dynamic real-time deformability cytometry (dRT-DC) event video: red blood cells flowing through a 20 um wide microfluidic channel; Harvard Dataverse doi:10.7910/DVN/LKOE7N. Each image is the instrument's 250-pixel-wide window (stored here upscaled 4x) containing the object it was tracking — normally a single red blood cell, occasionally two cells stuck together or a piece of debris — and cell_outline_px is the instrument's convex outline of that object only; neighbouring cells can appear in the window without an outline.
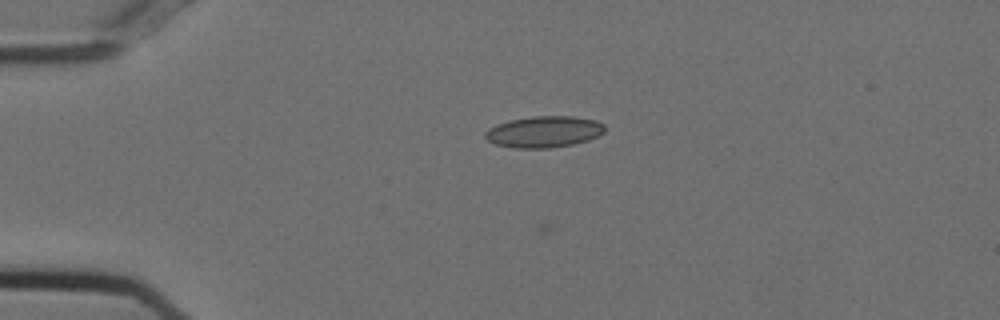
{"species": "Egyptian fruit bat (a non-hibernating species)", "species_latin": "Rousettus aegyptiacus", "temperature_condition": "cold", "stored_images_in_passage": 55, "camera_frame_rate_fps": 3000, "um_per_image_px": 0.085, "animal": {"sex": "female"}, "frame": {"image": 1, "passage_image": 13, "time_ms": 4.0, "image_size_px": [1000, 320], "cell_outline_px": [[604, 132], [588, 140], [572, 144], [548, 148], [516, 148], [496, 144], [488, 140], [484, 136], [484, 132], [488, 128], [496, 124], [508, 120], [532, 116], [572, 116], [596, 120], [604, 124]], "centroid_in_image_um": [46.21, 11.19], "position_along_channel_um": 38.8, "area_um2": 21.85}}
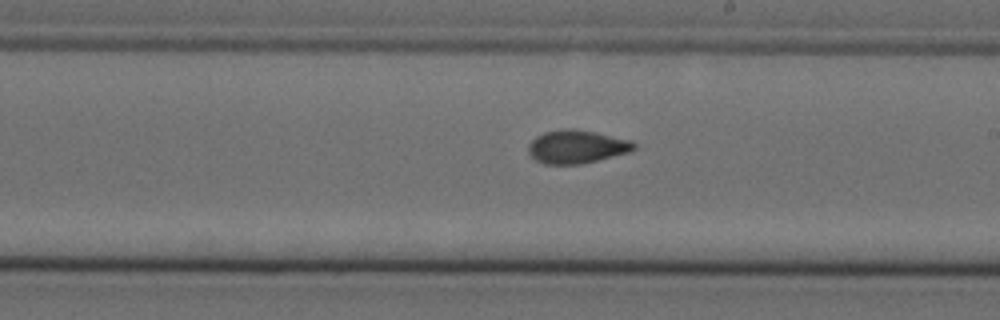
{"frame": {"image": 2, "passage_image": 32, "time_ms": 10.333, "image_size_px": [1000, 320], "cell_outline_px": [[636, 148], [628, 152], [580, 164], [544, 164], [536, 160], [528, 152], [528, 144], [536, 136], [544, 132], [564, 128], [572, 128], [596, 132], [632, 140], [636, 144]], "centroid_in_image_um": [49.01, 12.45], "position_along_channel_um": 240.0, "area_um2": 20.46}}
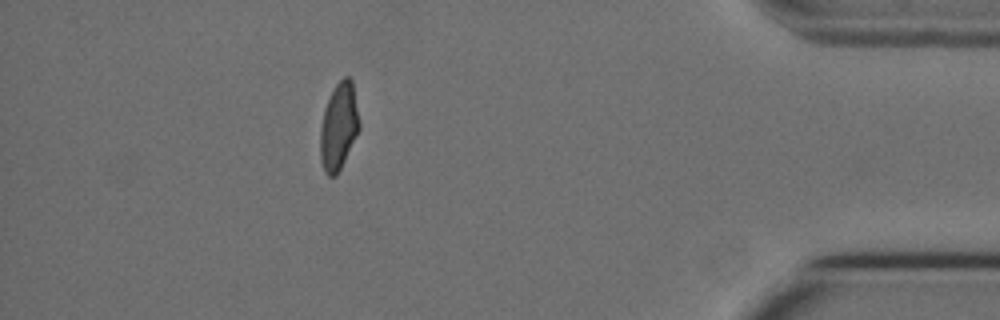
{"frame": {"image": 3, "passage_image": 49, "time_ms": 16.0, "image_size_px": [1000, 320], "cell_outline_px": [[360, 128], [336, 176], [328, 176], [324, 172], [320, 160], [320, 128], [324, 108], [336, 84], [344, 76], [348, 76], [352, 80], [360, 124]], "centroid_in_image_um": [28.78, 10.75], "position_along_channel_um": 406.4, "area_um2": 19.65}, "authors_computed_cell_mechanics": {"area_um2": 19.8254, "velocity_mm_per_s": 3.7368, "shape_relaxation_time_tau1_ms": null, "shape_relaxation_time_tau2_ms": 1.8826, "deformation_change_tau1": null, "deformation_change_tau2": 0.0688}}